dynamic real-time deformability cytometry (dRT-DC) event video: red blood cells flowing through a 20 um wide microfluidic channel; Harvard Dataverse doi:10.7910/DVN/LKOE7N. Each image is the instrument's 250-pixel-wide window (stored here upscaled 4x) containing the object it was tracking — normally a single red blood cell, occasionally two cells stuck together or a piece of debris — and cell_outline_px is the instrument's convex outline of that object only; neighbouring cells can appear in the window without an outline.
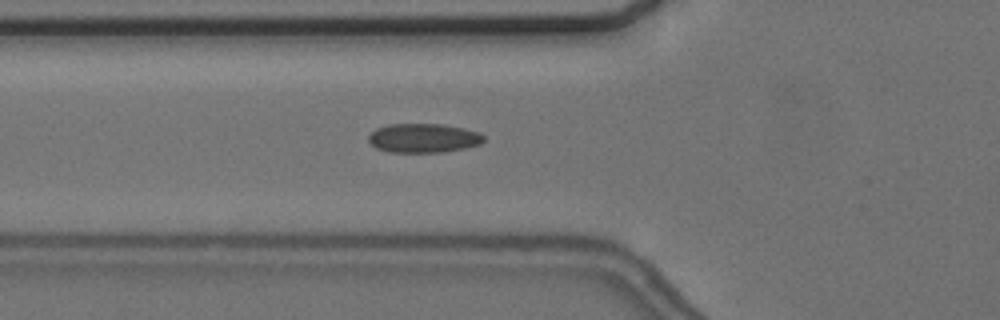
{"species": "common noctule bat (a hibernating species)", "species_latin": "Nyctalus noctula", "temperature_condition": "cold", "stored_images_in_passage": 57, "camera_frame_rate_fps": 3000, "um_per_image_px": 0.085, "animal": {"sex": "female", "body_mass_g": 24.6, "forearm_length_mm": 56.2}, "frame": {"image": 1, "passage_image": 21, "time_ms": 6.667, "image_size_px": [1000, 320], "cell_outline_px": [[484, 140], [480, 144], [464, 148], [440, 152], [388, 152], [376, 148], [368, 140], [368, 136], [376, 128], [388, 124], [444, 124], [464, 128], [480, 132], [484, 136]], "centroid_in_image_um": [35.99, 11.73], "position_along_channel_um": 89.8, "area_um2": 19.59}}
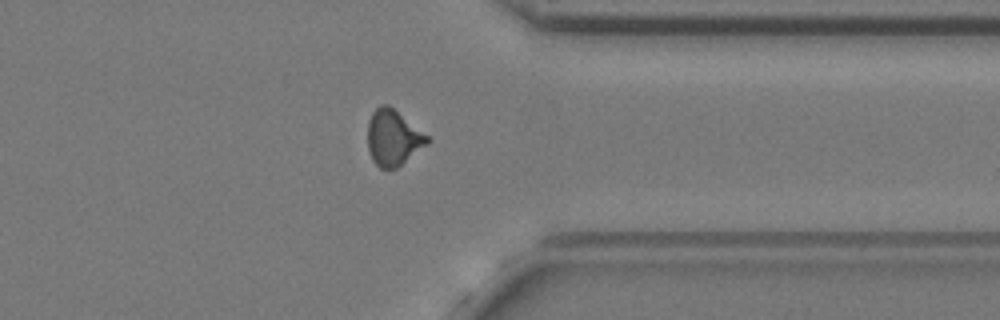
{"frame": {"image": 2, "passage_image": 45, "time_ms": 14.667, "image_size_px": [1000, 320], "cell_outline_px": [[432, 140], [428, 144], [396, 168], [380, 168], [372, 160], [368, 148], [368, 120], [372, 112], [380, 104], [388, 104], [428, 136]], "centroid_in_image_um": [33.41, 11.7], "position_along_channel_um": 378.0, "area_um2": 19.25}}
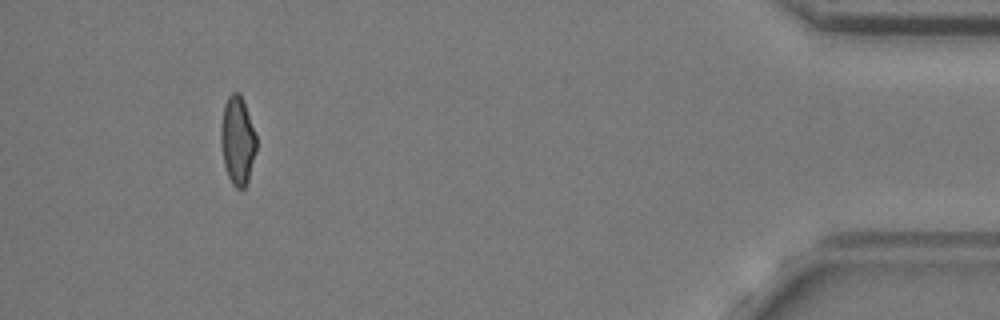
{"frame": {"image": 3, "passage_image": 53, "time_ms": 17.333, "image_size_px": [1000, 320], "cell_outline_px": [[256, 152], [248, 180], [244, 188], [236, 188], [232, 184], [228, 176], [224, 164], [220, 144], [220, 124], [224, 104], [228, 96], [232, 92], [240, 92], [244, 100], [256, 136]], "centroid_in_image_um": [20.17, 11.91], "position_along_channel_um": 415.0, "area_um2": 18.5}, "authors_computed_cell_mechanics": {"area_um2": 18.7272, "velocity_mm_per_s": 3.6646, "shape_relaxation_time_tau1_ms": null, "shape_relaxation_time_tau2_ms": 2.3518, "deformation_change_tau1": null, "deformation_change_tau2": 0.084}}